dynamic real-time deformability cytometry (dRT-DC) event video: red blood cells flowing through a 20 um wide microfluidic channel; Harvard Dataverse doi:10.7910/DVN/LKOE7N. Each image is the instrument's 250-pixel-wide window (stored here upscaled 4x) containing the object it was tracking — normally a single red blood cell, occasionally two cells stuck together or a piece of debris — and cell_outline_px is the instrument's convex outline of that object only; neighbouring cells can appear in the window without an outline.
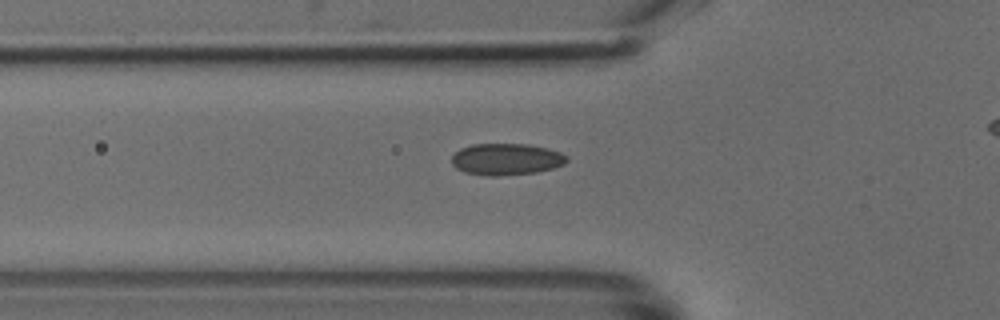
{"species": "common noctule bat (a hibernating species)", "species_latin": "Nyctalus noctula", "temperature_condition": "cold", "stored_images_in_passage": 35, "camera_frame_rate_fps": 3000, "um_per_image_px": 0.085, "animal": {"sex": "male", "body_mass_g": 18.8}, "frame": {"image": 1, "passage_image": 6, "time_ms": 1.667, "image_size_px": [1000, 320], "cell_outline_px": [[568, 160], [564, 164], [552, 168], [536, 172], [496, 176], [488, 176], [464, 172], [456, 168], [452, 164], [452, 156], [460, 148], [472, 144], [528, 144], [548, 148], [560, 152], [568, 156]], "centroid_in_image_um": [43.03, 13.53], "position_along_channel_um": 82.8, "area_um2": 21.27}}
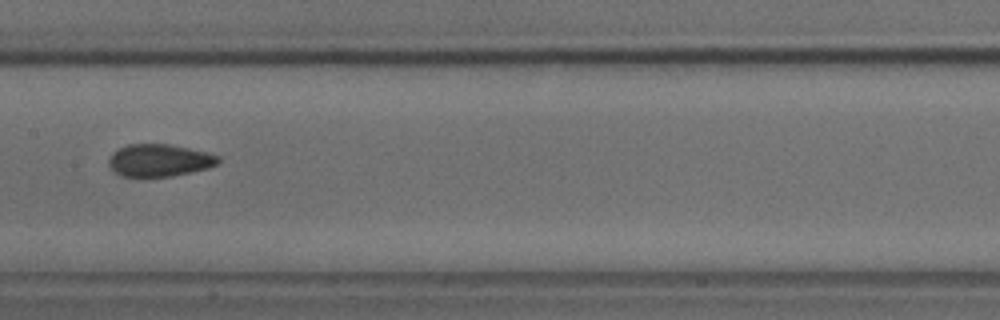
{"frame": {"image": 2, "passage_image": 14, "time_ms": 4.333, "image_size_px": [1000, 320], "cell_outline_px": [[220, 160], [216, 164], [208, 168], [172, 176], [120, 176], [108, 164], [108, 160], [112, 152], [128, 144], [168, 144], [188, 148], [220, 156]], "centroid_in_image_um": [13.53, 13.62], "position_along_channel_um": 193.9, "area_um2": 20.4}}
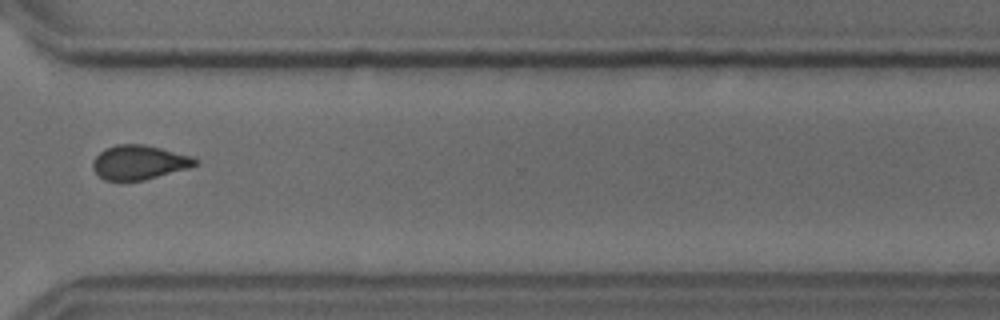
{"frame": {"image": 3, "passage_image": 26, "time_ms": 8.333, "image_size_px": [1000, 320], "cell_outline_px": [[200, 164], [188, 168], [144, 180], [104, 180], [92, 168], [92, 160], [104, 148], [116, 144], [144, 144], [192, 156], [200, 160]], "centroid_in_image_um": [11.84, 13.79], "position_along_channel_um": 358.8, "area_um2": 20.52}}